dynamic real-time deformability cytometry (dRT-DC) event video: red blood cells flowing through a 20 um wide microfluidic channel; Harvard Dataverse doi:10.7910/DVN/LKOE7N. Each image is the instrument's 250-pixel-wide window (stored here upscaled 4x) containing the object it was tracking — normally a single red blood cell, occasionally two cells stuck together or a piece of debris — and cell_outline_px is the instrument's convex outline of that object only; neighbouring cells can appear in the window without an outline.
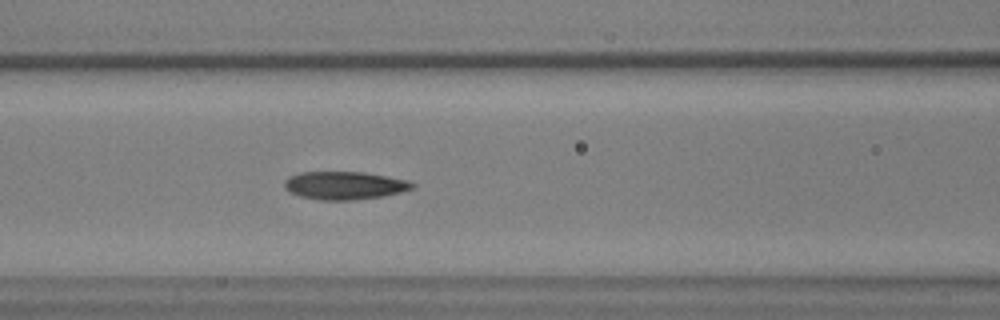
{"species": "common noctule bat (a hibernating species)", "species_latin": "Nyctalus noctula", "temperature_condition": "warm", "stored_images_in_passage": 48, "camera_frame_rate_fps": 3000, "um_per_image_px": 0.085, "animal": {"sex": "male", "body_mass_g": 17.9, "forearm_length_mm": 54.2}, "frame": {"image": 1, "passage_image": 15, "time_ms": 4.667, "image_size_px": [1000, 320], "cell_outline_px": [[416, 188], [384, 196], [352, 200], [320, 200], [300, 196], [288, 192], [284, 188], [284, 180], [288, 176], [300, 172], [364, 172], [408, 180], [416, 184]], "centroid_in_image_um": [29.28, 15.76], "position_along_channel_um": 137.3, "area_um2": 21.1}}
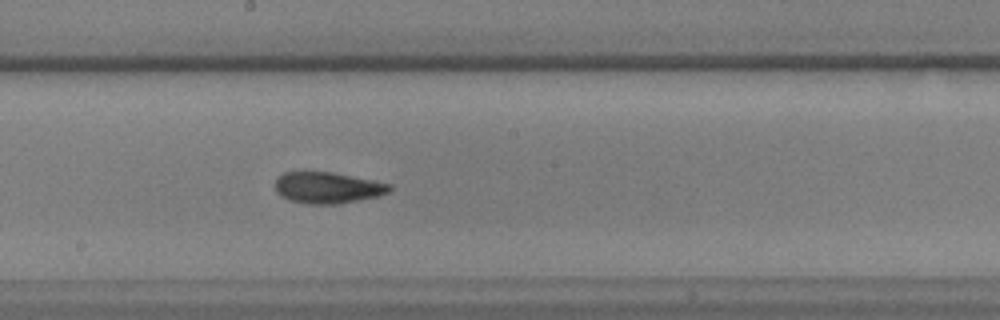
{"frame": {"image": 2, "passage_image": 22, "time_ms": 7.0, "image_size_px": [1000, 320], "cell_outline_px": [[392, 188], [388, 192], [380, 196], [336, 204], [308, 204], [288, 200], [280, 196], [276, 192], [276, 176], [284, 172], [332, 172], [392, 184]], "centroid_in_image_um": [27.83, 15.96], "position_along_channel_um": 220.4, "area_um2": 20.92}}
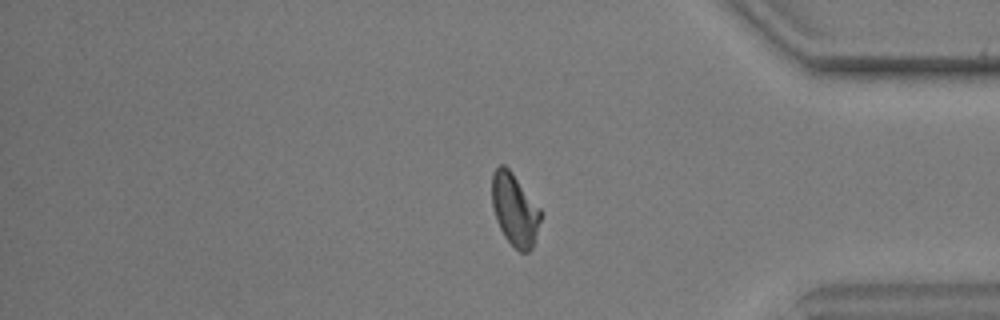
{"frame": {"image": 3, "passage_image": 38, "time_ms": 12.333, "image_size_px": [1000, 320], "cell_outline_px": [[544, 212], [532, 248], [528, 252], [520, 252], [504, 236], [496, 220], [492, 204], [492, 172], [500, 164], [504, 164], [512, 172]], "centroid_in_image_um": [43.77, 17.8], "position_along_channel_um": 391.4, "area_um2": 20.69}, "authors_computed_cell_mechanics": {"area_um2": 20.5768, "velocity_mm_per_s": 3.5637, "shape_relaxation_time_tau1_ms": 7.0051, "shape_relaxation_time_tau2_ms": 2.646, "deformation_change_tau1": 0.2152, "deformation_change_tau2": 0.0979}}